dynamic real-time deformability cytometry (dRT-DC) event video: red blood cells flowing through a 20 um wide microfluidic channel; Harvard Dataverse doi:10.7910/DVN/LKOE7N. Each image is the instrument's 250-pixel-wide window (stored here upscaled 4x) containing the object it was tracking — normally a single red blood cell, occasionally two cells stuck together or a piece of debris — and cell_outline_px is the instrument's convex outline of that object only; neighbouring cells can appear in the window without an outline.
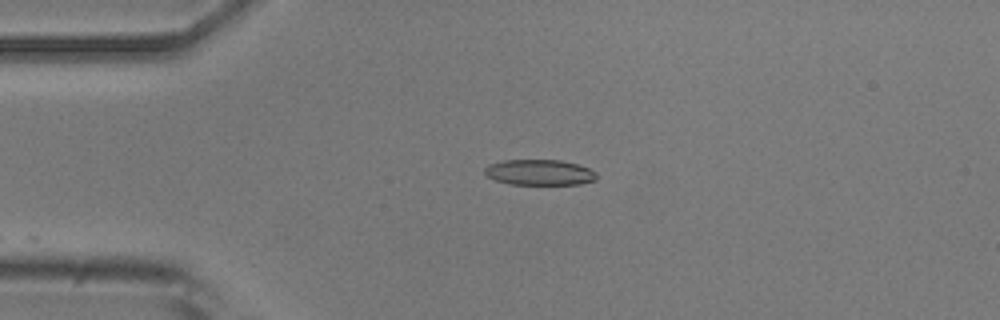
{"species": "common noctule bat (a hibernating species)", "species_latin": "Nyctalus noctula", "temperature_condition": "room temperature", "stored_images_in_passage": 12, "camera_frame_rate_fps": 3000, "um_per_image_px": 0.085, "animal": {"sex": "male", "body_mass_g": 20.5, "forearm_length_mm": 52.5}, "frame": {"image": 1, "passage_image": 2, "time_ms": 0.333, "image_size_px": [1000, 320], "cell_outline_px": [[596, 180], [580, 184], [508, 184], [496, 180], [488, 176], [484, 172], [484, 168], [488, 164], [504, 160], [560, 160], [576, 164], [588, 168], [596, 172]], "centroid_in_image_um": [45.84, 14.65], "position_along_channel_um": 39.2, "area_um2": 16.65}}
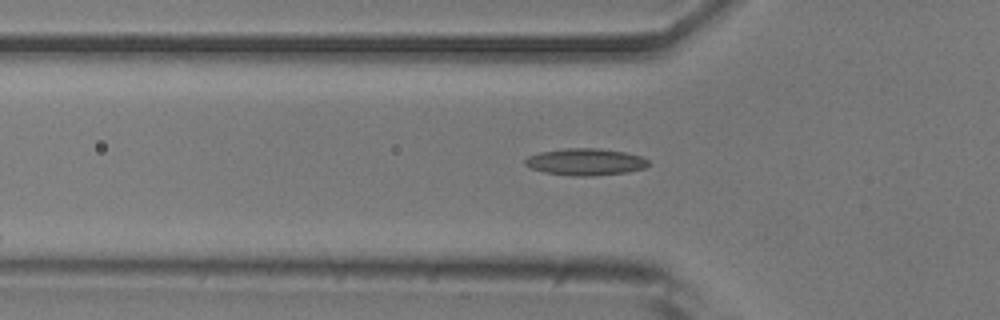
{"frame": {"image": 2, "passage_image": 7, "time_ms": 2.0, "image_size_px": [1000, 320], "cell_outline_px": [[648, 164], [644, 168], [628, 172], [592, 176], [572, 176], [544, 172], [532, 168], [524, 164], [524, 160], [528, 156], [540, 152], [564, 148], [600, 148], [624, 152], [640, 156], [648, 160]], "centroid_in_image_um": [49.75, 13.76], "position_along_channel_um": 76.1, "area_um2": 19.31}}
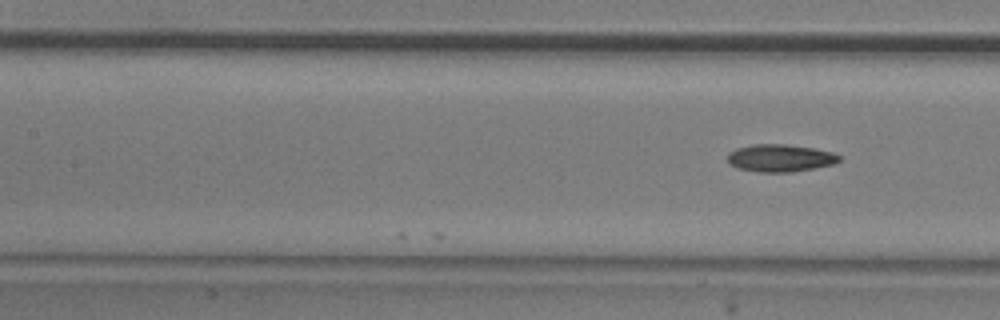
{"frame": {"image": 3, "passage_image": 12, "time_ms": 3.667, "image_size_px": [1000, 320], "cell_outline_px": [[840, 160], [832, 164], [792, 172], [756, 172], [736, 168], [728, 164], [728, 152], [736, 148], [752, 144], [788, 144], [816, 148], [832, 152], [840, 156]], "centroid_in_image_um": [66.26, 13.42], "position_along_channel_um": 141.1, "area_um2": 18.03}}